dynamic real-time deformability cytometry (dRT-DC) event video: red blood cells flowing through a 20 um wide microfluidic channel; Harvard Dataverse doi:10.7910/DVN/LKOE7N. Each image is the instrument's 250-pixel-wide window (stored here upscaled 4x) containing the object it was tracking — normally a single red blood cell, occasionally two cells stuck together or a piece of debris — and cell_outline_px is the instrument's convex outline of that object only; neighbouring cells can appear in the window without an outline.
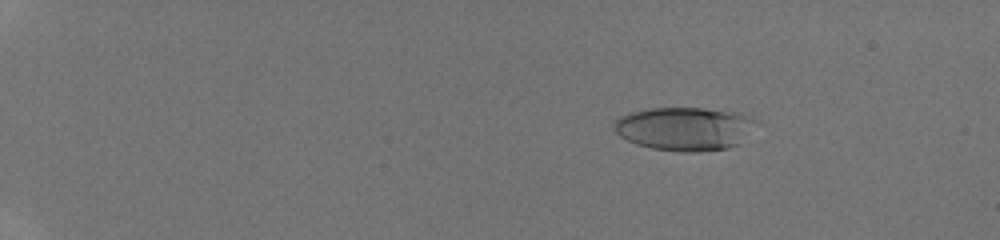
{"species": "human", "species_latin": "Homo sapiens", "temperature_condition": "room temperature", "stored_images_in_passage": 48, "camera_frame_rate_fps": 3000, "um_per_image_px": 0.085, "donor": {"sex": "male"}, "frame": {"image": 1, "passage_image": 10, "time_ms": 3.0, "image_size_px": [1000, 240], "cell_outline_px": [[760, 120], [736, 144], [728, 148], [696, 152], [684, 152], [652, 148], [636, 144], [620, 136], [612, 128], [612, 124], [620, 116], [632, 112], [652, 108], [704, 108], [740, 112], [752, 116]], "centroid_in_image_um": [58.19, 10.92], "position_along_channel_um": 26.8, "area_um2": 35.95}}
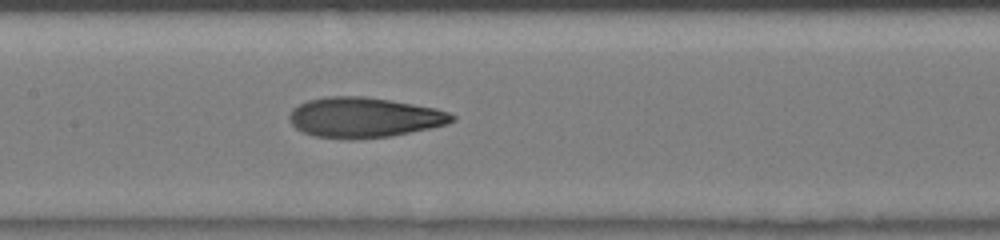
{"frame": {"image": 2, "passage_image": 28, "time_ms": 9.0, "image_size_px": [1000, 240], "cell_outline_px": [[456, 120], [448, 124], [392, 136], [352, 140], [348, 140], [312, 136], [296, 128], [288, 120], [288, 116], [292, 108], [308, 100], [328, 96], [364, 96], [436, 108], [448, 112], [456, 116]], "centroid_in_image_um": [30.93, 10.0], "position_along_channel_um": 176.5, "area_um2": 38.32}}
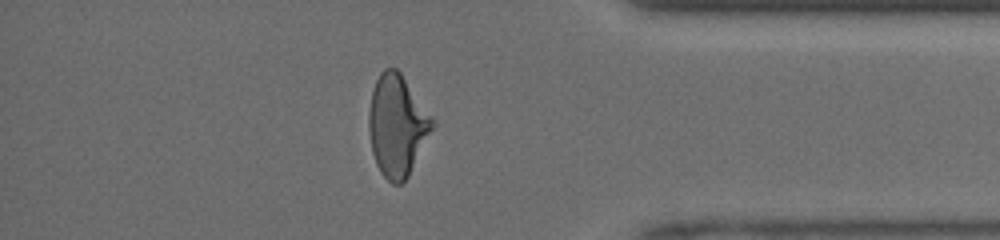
{"frame": {"image": 3, "passage_image": 43, "time_ms": 14.0, "image_size_px": [1000, 240], "cell_outline_px": [[436, 124], [408, 176], [400, 184], [392, 184], [380, 172], [376, 164], [372, 152], [368, 128], [368, 112], [372, 92], [376, 80], [380, 72], [384, 68], [396, 68], [400, 72], [436, 120]], "centroid_in_image_um": [33.76, 10.66], "position_along_channel_um": 401.4, "area_um2": 37.74}}